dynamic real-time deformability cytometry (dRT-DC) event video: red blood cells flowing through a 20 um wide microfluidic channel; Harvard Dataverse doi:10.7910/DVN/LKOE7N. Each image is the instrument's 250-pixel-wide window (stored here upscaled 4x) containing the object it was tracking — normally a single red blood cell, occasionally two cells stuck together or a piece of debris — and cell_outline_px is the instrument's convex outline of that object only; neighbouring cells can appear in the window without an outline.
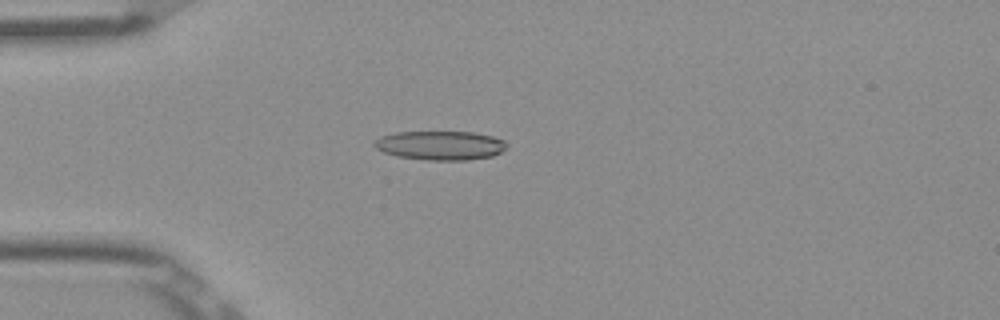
{"species": "Egyptian fruit bat (a non-hibernating species)", "species_latin": "Rousettus aegyptiacus", "temperature_condition": "room temperature", "stored_images_in_passage": 52, "camera_frame_rate_fps": 3000, "um_per_image_px": 0.085, "frame": {"image": 1, "passage_image": 14, "time_ms": 4.333, "image_size_px": [1000, 320], "cell_outline_px": [[508, 148], [492, 156], [468, 160], [428, 160], [396, 156], [384, 152], [376, 148], [372, 144], [380, 136], [396, 132], [476, 132], [492, 136], [504, 140], [508, 144]], "centroid_in_image_um": [37.45, 12.36], "position_along_channel_um": 47.5, "area_um2": 22.54}}
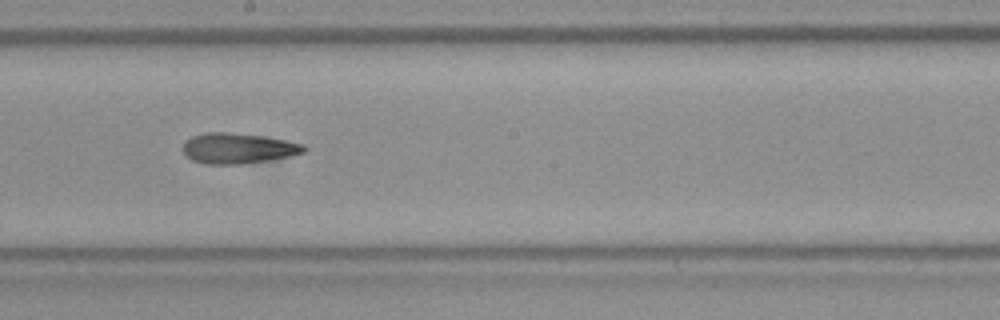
{"frame": {"image": 2, "passage_image": 29, "time_ms": 9.333, "image_size_px": [1000, 320], "cell_outline_px": [[308, 148], [304, 152], [288, 156], [268, 160], [240, 164], [204, 164], [192, 160], [184, 152], [184, 140], [192, 136], [204, 132], [232, 132], [260, 136], [284, 140], [304, 144]], "centroid_in_image_um": [20.21, 12.6], "position_along_channel_um": 228.0, "area_um2": 21.39}}
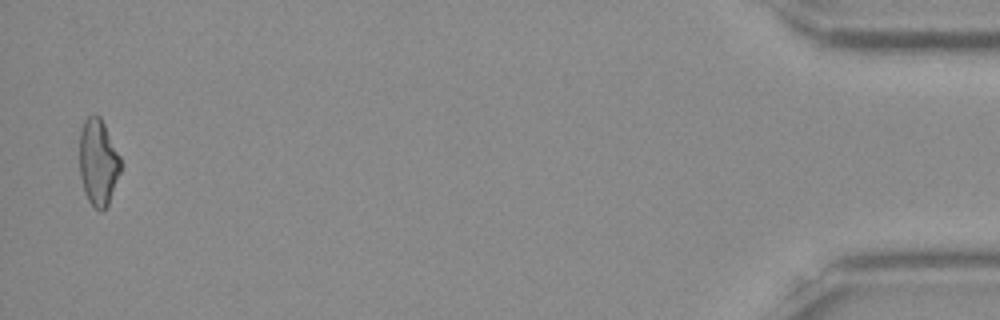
{"frame": {"image": 3, "passage_image": 51, "time_ms": 16.667, "image_size_px": [1000, 320], "cell_outline_px": [[120, 172], [108, 204], [100, 212], [88, 200], [84, 192], [80, 176], [80, 132], [84, 120], [88, 116], [100, 116], [120, 156]], "centroid_in_image_um": [8.33, 13.79], "position_along_channel_um": 426.9, "area_um2": 20.4}, "authors_computed_cell_mechanics": {"area_um2": 21.5305, "velocity_mm_per_s": 3.9189, "shape_relaxation_time_tau1_ms": 4.2489, "shape_relaxation_time_tau2_ms": 3.2044, "deformation_change_tau1": 0.1576, "deformation_change_tau2": 0.1422}}